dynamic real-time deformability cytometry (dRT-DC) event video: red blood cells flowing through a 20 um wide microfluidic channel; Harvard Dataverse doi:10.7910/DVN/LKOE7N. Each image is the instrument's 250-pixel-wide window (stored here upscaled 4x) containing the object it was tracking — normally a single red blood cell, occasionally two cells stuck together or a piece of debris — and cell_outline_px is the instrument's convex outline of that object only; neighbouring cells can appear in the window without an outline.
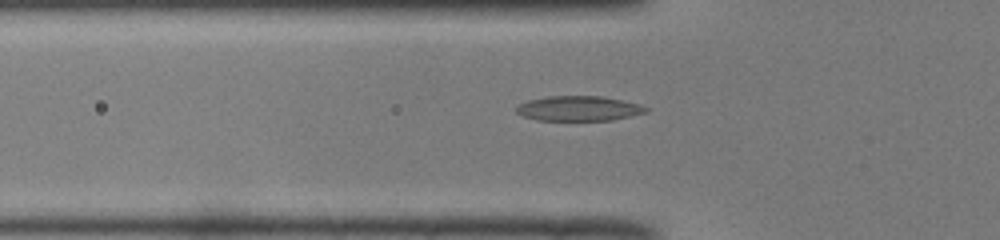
{"species": "common noctule bat (a hibernating species)", "species_latin": "Nyctalus noctula", "temperature_condition": "room temperature", "stored_images_in_passage": 35, "camera_frame_rate_fps": 3000, "um_per_image_px": 0.085, "animal": {"sex": "male", "body_mass_g": 19.0, "forearm_length_mm": 50.8}, "frame": {"image": 1, "passage_image": 6, "time_ms": 1.667, "image_size_px": [1000, 240], "cell_outline_px": [[648, 112], [612, 120], [536, 120], [524, 116], [516, 112], [516, 108], [520, 104], [528, 100], [548, 96], [600, 96], [640, 104], [648, 108]], "centroid_in_image_um": [49.2, 9.22], "position_along_channel_um": 76.6, "area_um2": 18.67}}
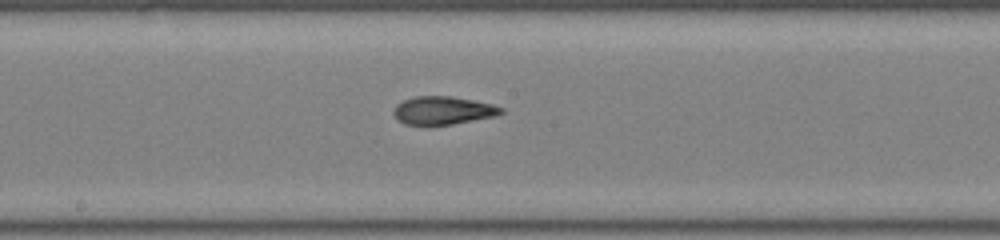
{"frame": {"image": 2, "passage_image": 16, "time_ms": 5.0, "image_size_px": [1000, 240], "cell_outline_px": [[504, 112], [492, 116], [452, 124], [428, 128], [404, 124], [396, 120], [392, 112], [396, 104], [404, 100], [416, 96], [452, 96], [492, 104], [504, 108]], "centroid_in_image_um": [37.56, 9.42], "position_along_channel_um": 210.6, "area_um2": 18.09}}
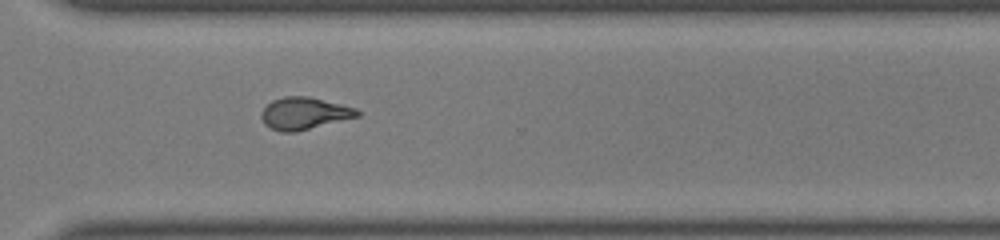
{"frame": {"image": 3, "passage_image": 26, "time_ms": 8.333, "image_size_px": [1000, 240], "cell_outline_px": [[360, 116], [296, 132], [280, 132], [264, 124], [260, 116], [260, 112], [272, 100], [284, 96], [308, 96], [356, 108], [360, 112]], "centroid_in_image_um": [25.84, 9.64], "position_along_channel_um": 344.8, "area_um2": 17.98}, "authors_computed_cell_mechanics": {"area_um2": 17.8024, "velocity_mm_per_s": 4.0135, "shape_relaxation_time_tau1_ms": 6.1887, "shape_relaxation_time_tau2_ms": 2.0663, "deformation_change_tau1": 0.2102, "deformation_change_tau2": 0.0747}}